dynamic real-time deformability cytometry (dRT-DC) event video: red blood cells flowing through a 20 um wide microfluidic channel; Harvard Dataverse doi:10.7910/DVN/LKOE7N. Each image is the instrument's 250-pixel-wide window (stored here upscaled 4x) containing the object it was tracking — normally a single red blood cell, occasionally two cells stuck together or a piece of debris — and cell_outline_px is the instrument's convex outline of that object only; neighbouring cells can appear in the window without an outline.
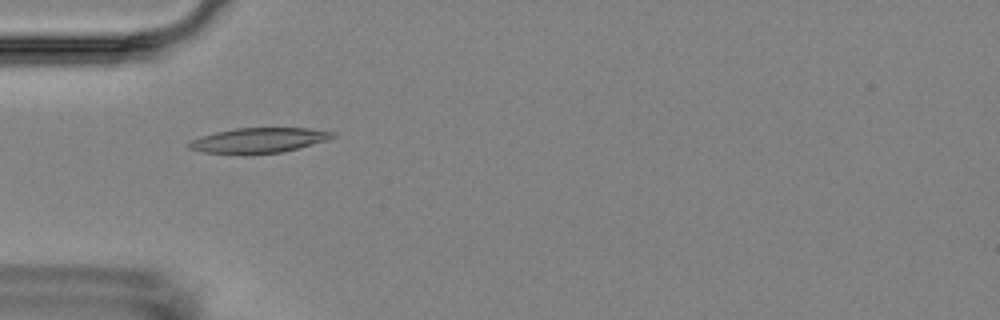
{"species": "Egyptian fruit bat (a non-hibernating species)", "species_latin": "Rousettus aegyptiacus", "temperature_condition": "room temperature", "stored_images_in_passage": 6, "camera_frame_rate_fps": 3000, "um_per_image_px": 0.085, "animal": {"sex": "female"}, "frame": {"image": 1, "passage_image": 1, "time_ms": 0.0, "image_size_px": [1000, 320], "cell_outline_px": [[336, 136], [324, 140], [296, 148], [280, 152], [252, 156], [204, 152], [188, 148], [188, 144], [192, 140], [200, 136], [216, 132], [236, 128], [308, 128], [336, 132]], "centroid_in_image_um": [21.94, 11.94], "position_along_channel_um": 63.1, "area_um2": 21.1}}
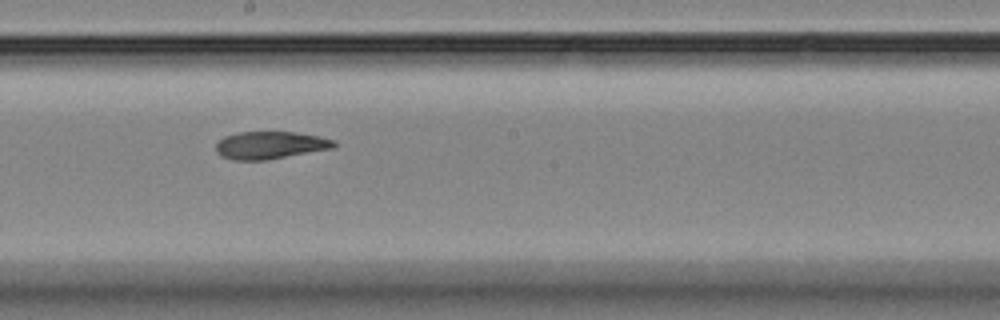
{"frame": {"image": 2, "passage_image": 5, "time_ms": 4.667, "image_size_px": [1000, 320], "cell_outline_px": [[336, 148], [268, 160], [232, 160], [220, 156], [216, 152], [216, 144], [224, 136], [236, 132], [296, 132], [320, 136], [336, 140]], "centroid_in_image_um": [23.0, 12.34], "position_along_channel_um": 225.2, "area_um2": 19.31}}
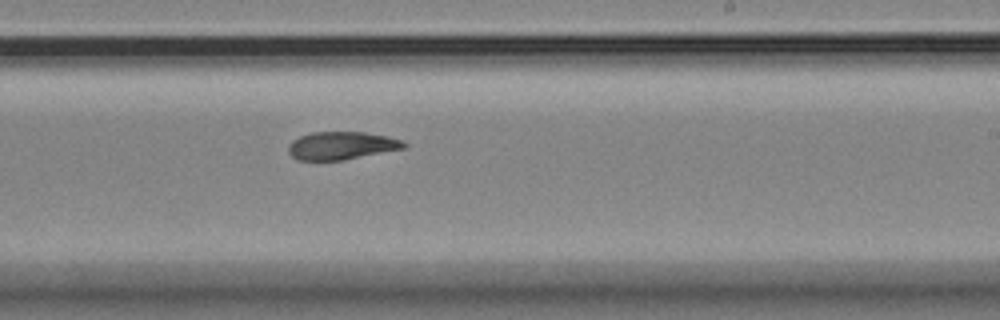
{"frame": {"image": 3, "passage_image": 6, "time_ms": 5.667, "image_size_px": [1000, 320], "cell_outline_px": [[408, 144], [404, 148], [344, 160], [296, 160], [288, 152], [288, 144], [292, 140], [300, 136], [312, 132], [364, 132], [404, 140]], "centroid_in_image_um": [29.0, 12.38], "position_along_channel_um": 260.0, "area_um2": 18.79}}